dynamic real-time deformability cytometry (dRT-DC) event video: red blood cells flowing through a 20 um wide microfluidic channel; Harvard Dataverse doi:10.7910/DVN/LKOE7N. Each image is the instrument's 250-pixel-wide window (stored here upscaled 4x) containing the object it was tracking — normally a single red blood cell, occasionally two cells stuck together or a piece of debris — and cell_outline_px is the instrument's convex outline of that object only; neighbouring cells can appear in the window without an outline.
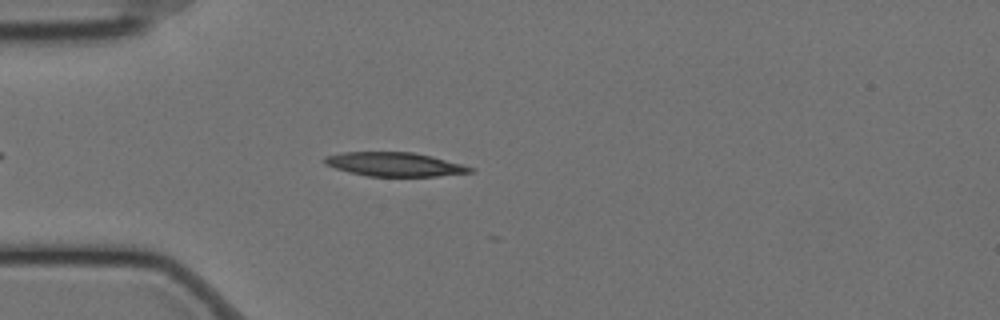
{"species": "Egyptian fruit bat (a non-hibernating species)", "species_latin": "Rousettus aegyptiacus", "temperature_condition": "cold", "stored_images_in_passage": 11, "camera_frame_rate_fps": 3000, "um_per_image_px": 0.085, "animal": {"sex": "female"}, "frame": {"image": 1, "passage_image": 7, "time_ms": 2.0, "image_size_px": [1000, 320], "cell_outline_px": [[476, 168], [472, 172], [436, 176], [368, 176], [348, 172], [324, 164], [324, 156], [344, 152], [412, 152], [432, 156]], "centroid_in_image_um": [33.53, 13.96], "position_along_channel_um": 51.5, "area_um2": 20.23}}